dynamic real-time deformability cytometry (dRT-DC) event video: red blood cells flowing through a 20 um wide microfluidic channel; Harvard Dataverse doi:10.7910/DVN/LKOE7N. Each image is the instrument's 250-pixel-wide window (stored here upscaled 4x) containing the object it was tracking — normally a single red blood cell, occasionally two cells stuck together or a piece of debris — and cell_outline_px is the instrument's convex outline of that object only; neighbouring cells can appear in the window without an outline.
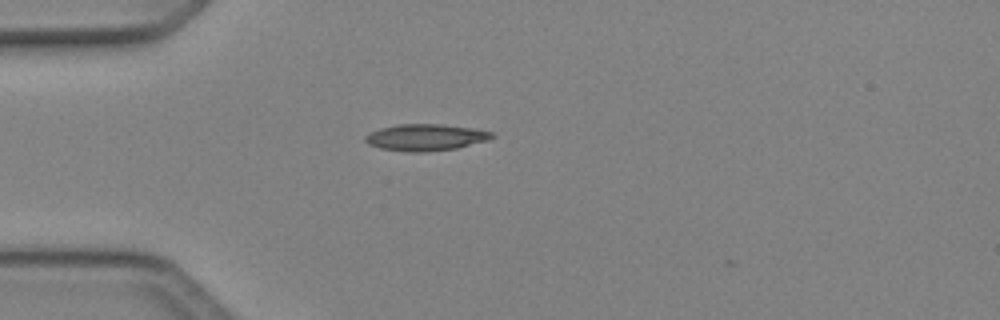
{"species": "Egyptian fruit bat (a non-hibernating species)", "species_latin": "Rousettus aegyptiacus", "temperature_condition": "cold", "stored_images_in_passage": 2, "camera_frame_rate_fps": 3000, "um_per_image_px": 0.085, "animal": {"sex": "female"}, "frame": {"image": 1, "passage_image": 1, "time_ms": 0.0, "image_size_px": [1000, 320], "cell_outline_px": [[496, 136], [488, 140], [456, 148], [424, 152], [412, 152], [380, 148], [368, 144], [364, 140], [364, 136], [380, 128], [396, 124], [440, 124], [472, 128], [492, 132]], "centroid_in_image_um": [36.17, 11.67], "position_along_channel_um": 48.8, "area_um2": 19.54}}